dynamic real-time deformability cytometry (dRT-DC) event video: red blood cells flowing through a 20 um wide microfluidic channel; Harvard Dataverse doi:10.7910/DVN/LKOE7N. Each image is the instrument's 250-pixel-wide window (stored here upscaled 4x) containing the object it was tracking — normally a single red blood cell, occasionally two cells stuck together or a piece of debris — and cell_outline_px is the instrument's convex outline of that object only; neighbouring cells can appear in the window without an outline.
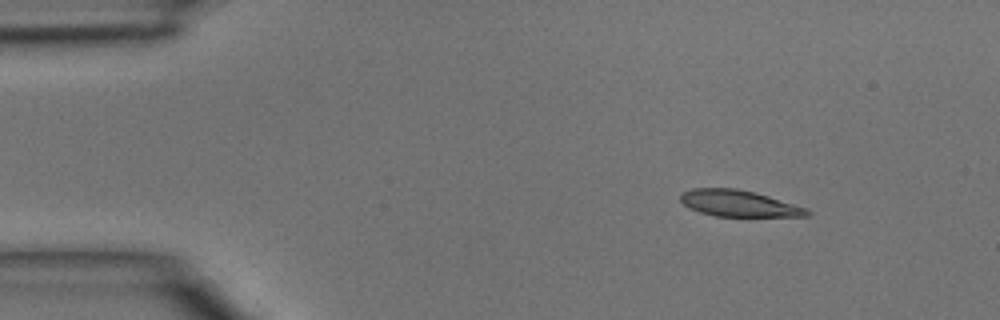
{"species": "common noctule bat (a hibernating species)", "species_latin": "Nyctalus noctula", "temperature_condition": "room temperature", "stored_images_in_passage": 2, "camera_frame_rate_fps": 3000, "um_per_image_px": 0.085, "animal": {"sex": "male", "body_mass_g": 15.6}, "frame": {"image": 1, "passage_image": 1, "time_ms": 0.0, "image_size_px": [1000, 320], "cell_outline_px": [[812, 212], [808, 216], [716, 216], [700, 212], [688, 208], [680, 200], [680, 196], [684, 192], [692, 188], [736, 188], [756, 192], [808, 208]], "centroid_in_image_um": [62.82, 17.28], "position_along_channel_um": 22.2, "area_um2": 19.48}}